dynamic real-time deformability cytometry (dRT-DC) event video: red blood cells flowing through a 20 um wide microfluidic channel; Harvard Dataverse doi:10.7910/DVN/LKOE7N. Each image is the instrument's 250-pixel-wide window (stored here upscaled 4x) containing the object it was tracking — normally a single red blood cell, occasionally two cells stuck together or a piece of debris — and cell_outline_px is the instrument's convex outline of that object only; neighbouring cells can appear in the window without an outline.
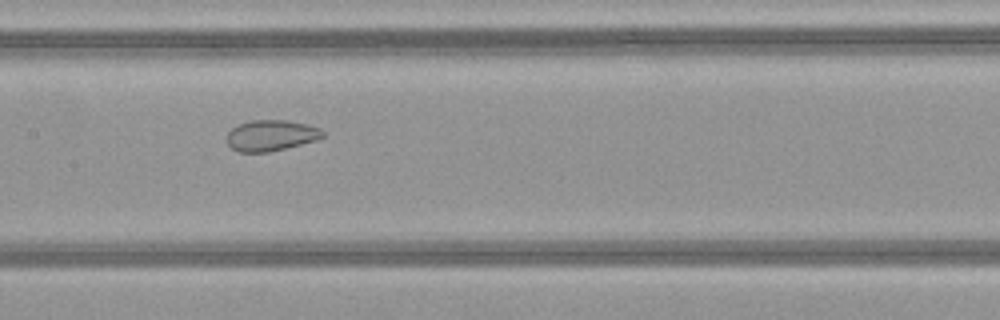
{"species": "common noctule bat (a hibernating species)", "species_latin": "Nyctalus noctula", "temperature_condition": "warm", "stored_images_in_passage": 36, "camera_frame_rate_fps": 3000, "um_per_image_px": 0.085, "animal": {"sex": "female", "body_mass_g": 21.9}, "frame": {"image": 1, "passage_image": 11, "time_ms": 3.333, "image_size_px": [1000, 320], "cell_outline_px": [[324, 136], [316, 140], [268, 152], [236, 152], [228, 144], [228, 132], [232, 128], [240, 124], [252, 120], [288, 120], [308, 124], [320, 128], [324, 132]], "centroid_in_image_um": [23.05, 11.51], "position_along_channel_um": 184.4, "area_um2": 17.17}}
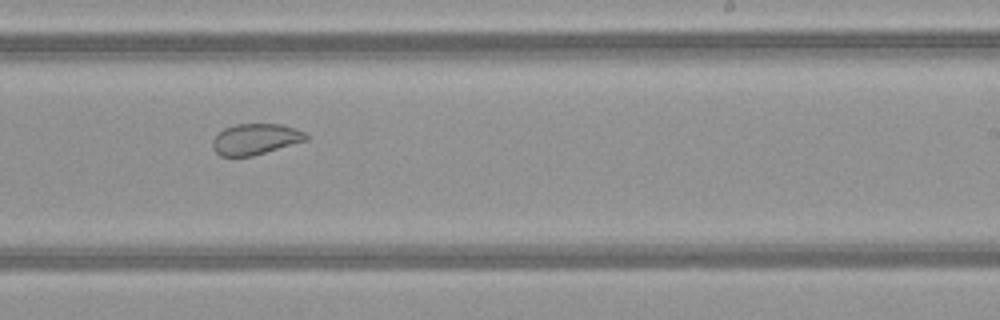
{"frame": {"image": 2, "passage_image": 17, "time_ms": 5.333, "image_size_px": [1000, 320], "cell_outline_px": [[308, 140], [252, 156], [220, 156], [212, 148], [212, 140], [224, 128], [236, 124], [284, 124], [304, 132], [308, 136]], "centroid_in_image_um": [21.71, 11.82], "position_along_channel_um": 267.3, "area_um2": 16.82}}
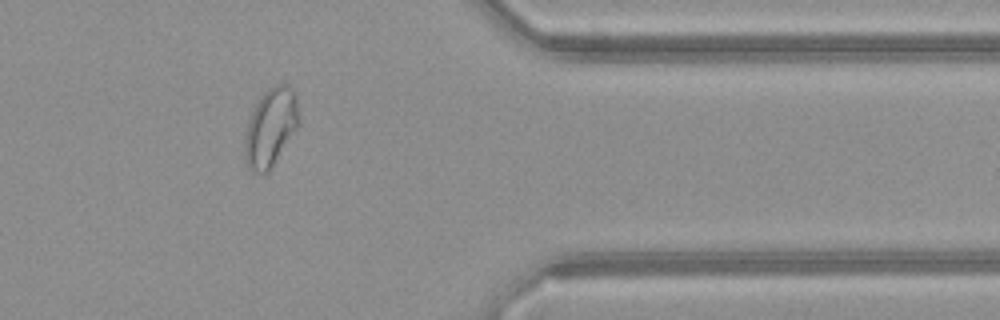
{"frame": {"image": 3, "passage_image": 27, "time_ms": 8.667, "image_size_px": [1000, 320], "cell_outline_px": [[300, 124], [268, 172], [252, 172], [248, 168], [244, 160], [244, 140], [252, 108], [260, 96], [272, 84], [288, 84], [292, 88], [296, 96], [300, 120]], "centroid_in_image_um": [23.0, 10.8], "position_along_channel_um": 388.4, "area_um2": 24.91}, "authors_computed_cell_mechanics": {"area_um2": 20.0855, "velocity_mm_per_s": 4.1584, "shape_relaxation_time_tau1_ms": null, "shape_relaxation_time_tau2_ms": 0.9985, "deformation_change_tau1": null, "deformation_change_tau2": 0.0615}}